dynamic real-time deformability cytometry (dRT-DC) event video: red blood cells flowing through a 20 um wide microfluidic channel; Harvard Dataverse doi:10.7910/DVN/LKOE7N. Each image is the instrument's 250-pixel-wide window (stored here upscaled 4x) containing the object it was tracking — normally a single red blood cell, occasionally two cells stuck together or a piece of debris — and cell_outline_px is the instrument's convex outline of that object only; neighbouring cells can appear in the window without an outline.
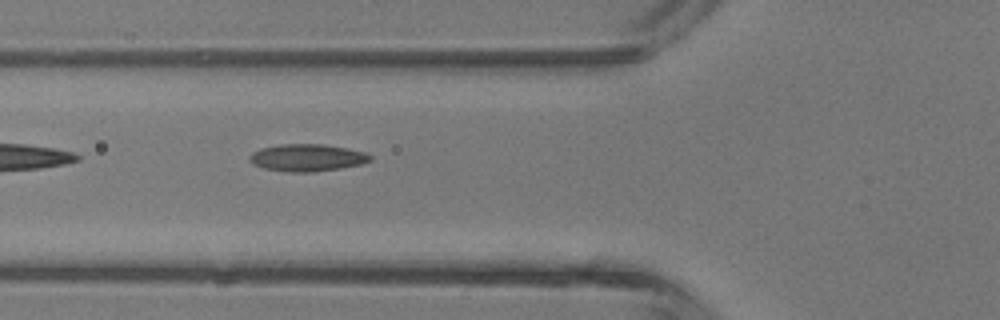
{"species": "common noctule bat (a hibernating species)", "species_latin": "Nyctalus noctula", "temperature_condition": "room temperature", "stored_images_in_passage": 2, "camera_frame_rate_fps": 3000, "um_per_image_px": 0.085, "animal": {"sex": "male", "body_mass_g": 13.3}, "frame": {"image": 1, "passage_image": 2, "time_ms": 1.333, "image_size_px": [1000, 320], "cell_outline_px": [[372, 160], [360, 164], [340, 168], [316, 172], [288, 172], [264, 168], [252, 164], [248, 160], [248, 156], [252, 152], [260, 148], [280, 144], [324, 144], [348, 148], [368, 152], [372, 156]], "centroid_in_image_um": [26.11, 13.4], "position_along_channel_um": 99.7, "area_um2": 19.42}}